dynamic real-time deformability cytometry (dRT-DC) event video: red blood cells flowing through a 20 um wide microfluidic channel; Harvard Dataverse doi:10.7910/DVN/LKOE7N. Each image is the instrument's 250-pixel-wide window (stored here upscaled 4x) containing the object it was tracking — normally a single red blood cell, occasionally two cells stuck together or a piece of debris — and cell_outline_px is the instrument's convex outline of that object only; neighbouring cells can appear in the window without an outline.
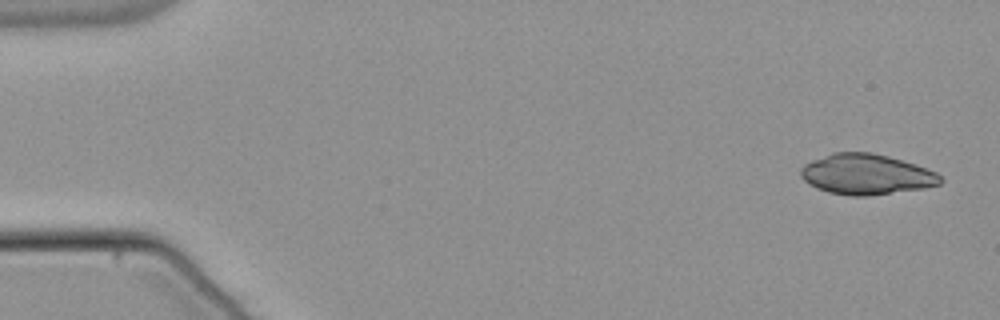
{"species": "common noctule bat (a hibernating species)", "species_latin": "Nyctalus noctula", "temperature_condition": "warm", "stored_images_in_passage": 52, "camera_frame_rate_fps": 3000, "um_per_image_px": 0.085, "animal": {"sex": "male", "body_mass_g": 21.5, "forearm_length_mm": 52.0}, "frame": {"image": 1, "passage_image": 1, "time_ms": 0.0, "image_size_px": [1000, 320], "cell_outline_px": [[944, 180], [940, 184], [924, 188], [868, 196], [852, 196], [828, 192], [804, 180], [800, 176], [800, 168], [804, 164], [812, 160], [832, 152], [872, 152], [888, 156], [916, 164], [936, 172]], "centroid_in_image_um": [73.65, 14.81], "position_along_channel_um": 11.4, "area_um2": 32.89}}